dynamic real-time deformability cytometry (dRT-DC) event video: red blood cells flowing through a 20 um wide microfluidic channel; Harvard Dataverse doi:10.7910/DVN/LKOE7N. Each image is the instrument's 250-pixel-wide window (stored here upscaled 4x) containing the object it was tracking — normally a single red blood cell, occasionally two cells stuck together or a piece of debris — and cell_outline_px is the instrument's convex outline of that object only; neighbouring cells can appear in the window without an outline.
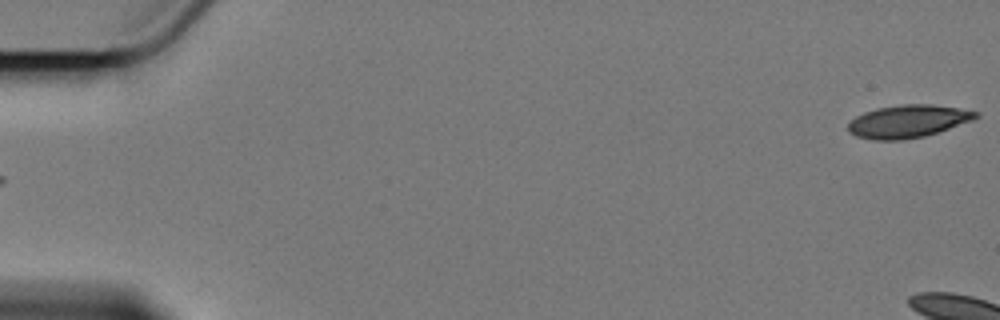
{"species": "Egyptian fruit bat (a non-hibernating species)", "species_latin": "Rousettus aegyptiacus", "temperature_condition": "cold", "stored_images_in_passage": 5, "segment_of_instrument_passage": [2, 2], "camera_frame_rate_fps": 3000, "um_per_image_px": 0.085, "animal": {"sex": "female"}, "frame": {"image": 1, "passage_image": 5, "time_ms": 4.667, "image_size_px": [1000, 320], "cell_outline_px": [[980, 116], [972, 120], [924, 136], [900, 140], [876, 140], [856, 136], [848, 132], [848, 124], [856, 116], [864, 112], [876, 108], [900, 104], [928, 104], [956, 108], [980, 112]], "centroid_in_image_um": [77.14, 10.3], "position_along_channel_um": 7.9, "area_um2": 24.1}}